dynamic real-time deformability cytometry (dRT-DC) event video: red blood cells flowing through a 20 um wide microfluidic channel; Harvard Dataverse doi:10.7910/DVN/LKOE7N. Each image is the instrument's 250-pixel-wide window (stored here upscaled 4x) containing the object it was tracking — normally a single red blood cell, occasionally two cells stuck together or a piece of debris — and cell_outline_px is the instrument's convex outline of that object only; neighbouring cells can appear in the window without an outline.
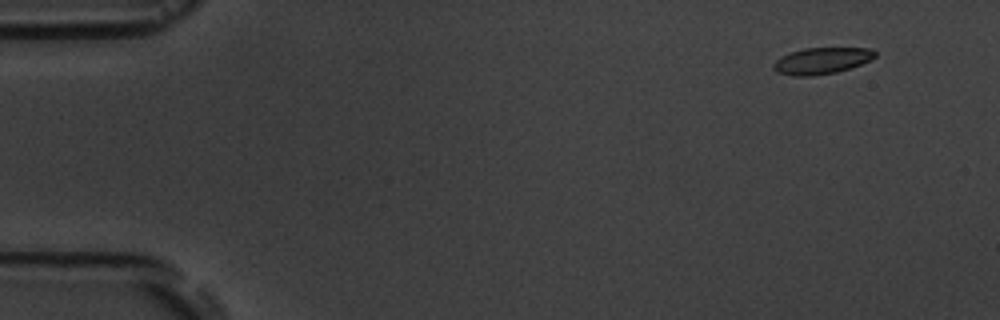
{"species": "common noctule bat (a hibernating species)", "species_latin": "Nyctalus noctula", "temperature_condition": "room temperature", "stored_images_in_passage": 6, "camera_frame_rate_fps": 3000, "um_per_image_px": 0.085, "animal": {"sex": "male", "body_mass_g": 19.5, "forearm_length_mm": 54.6}, "frame": {"image": 1, "passage_image": 1, "time_ms": 0.0, "image_size_px": [1000, 320], "cell_outline_px": [[876, 56], [860, 64], [836, 72], [812, 76], [792, 76], [776, 72], [772, 68], [772, 64], [780, 56], [804, 48], [872, 48], [876, 52]], "centroid_in_image_um": [69.79, 5.16], "position_along_channel_um": 15.2, "area_um2": 15.61}}
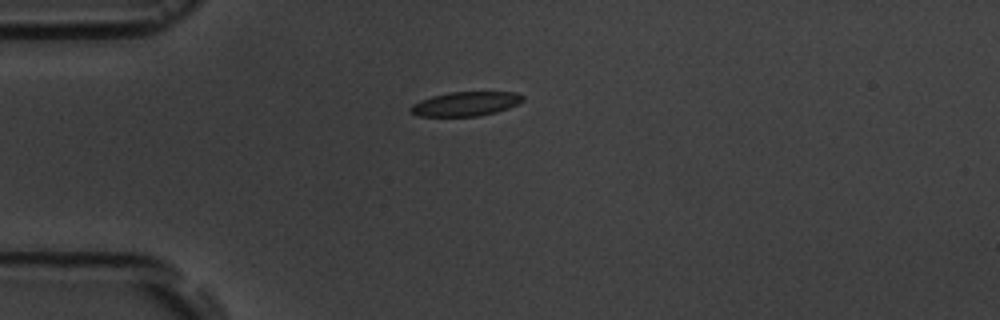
{"frame": {"image": 2, "passage_image": 4, "time_ms": 3.333, "image_size_px": [1000, 320], "cell_outline_px": [[524, 100], [508, 108], [496, 112], [480, 116], [420, 116], [408, 112], [408, 108], [412, 104], [420, 100], [432, 96], [448, 92], [516, 92], [524, 96]], "centroid_in_image_um": [39.54, 8.83], "position_along_channel_um": 45.5, "area_um2": 15.95}}
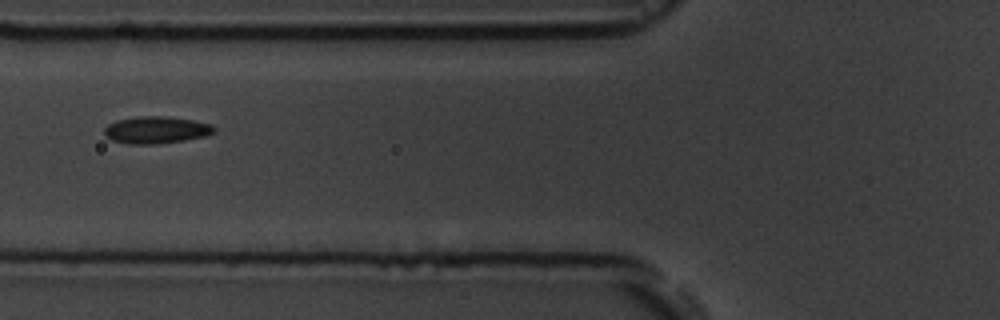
{"frame": {"image": 3, "passage_image": 6, "time_ms": 5.667, "image_size_px": [1000, 320], "cell_outline_px": [[216, 132], [208, 136], [184, 140], [156, 144], [128, 144], [112, 140], [104, 136], [104, 128], [108, 124], [116, 120], [140, 116], [164, 116], [192, 120], [212, 124], [216, 128]], "centroid_in_image_um": [13.29, 11.05], "position_along_channel_um": 112.5, "area_um2": 17.51}}